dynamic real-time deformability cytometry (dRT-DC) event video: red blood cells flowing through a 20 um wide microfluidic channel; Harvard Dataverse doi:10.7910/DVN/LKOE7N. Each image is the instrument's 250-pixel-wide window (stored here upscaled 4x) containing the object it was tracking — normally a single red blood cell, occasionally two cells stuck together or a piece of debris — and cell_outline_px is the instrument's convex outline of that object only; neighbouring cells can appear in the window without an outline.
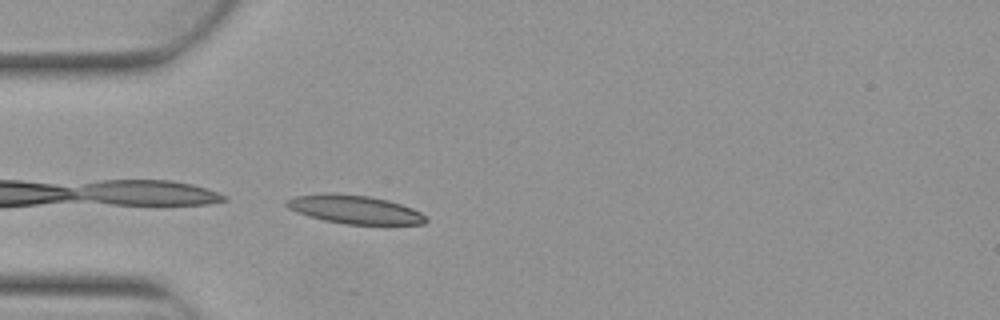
{"species": "Egyptian fruit bat (a non-hibernating species)", "species_latin": "Rousettus aegyptiacus", "temperature_condition": "warm", "stored_images_in_passage": 4, "camera_frame_rate_fps": 3000, "um_per_image_px": 0.085, "animal": {"sex": "female"}, "frame": {"image": 1, "passage_image": 4, "time_ms": 1.0, "image_size_px": [1000, 320], "cell_outline_px": [[428, 220], [424, 224], [344, 224], [324, 220], [308, 216], [296, 212], [288, 208], [284, 204], [288, 200], [296, 196], [368, 196], [388, 200], [412, 208], [428, 216]], "centroid_in_image_um": [30.25, 17.86], "position_along_channel_um": 54.8, "area_um2": 22.08}}